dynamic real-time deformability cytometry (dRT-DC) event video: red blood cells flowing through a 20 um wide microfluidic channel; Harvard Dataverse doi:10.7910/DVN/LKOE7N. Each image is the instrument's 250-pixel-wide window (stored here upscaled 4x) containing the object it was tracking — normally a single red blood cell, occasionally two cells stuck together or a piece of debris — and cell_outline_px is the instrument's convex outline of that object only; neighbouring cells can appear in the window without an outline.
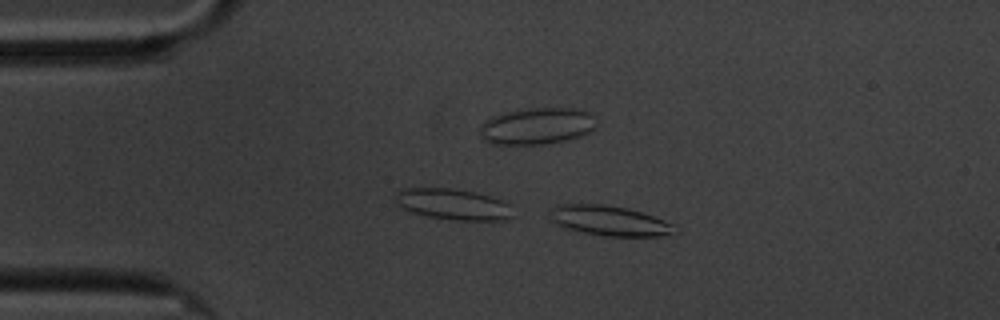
{"species": "common noctule bat (a hibernating species)", "species_latin": "Nyctalus noctula", "temperature_condition": "cold", "stored_images_in_passage": 48, "camera_frame_rate_fps": 3000, "um_per_image_px": 0.085, "animal": {"sex": "male", "body_mass_g": 20.1, "forearm_length_mm": 53.5}, "frame": {"image": 1, "passage_image": 1, "time_ms": 0.0, "image_size_px": [1000, 320], "cell_outline_px": [[672, 228], [668, 232], [660, 236], [604, 236], [584, 232], [568, 228], [556, 224], [548, 220], [548, 208], [560, 204], [604, 204], [628, 208], [664, 220], [672, 224]], "centroid_in_image_um": [51.63, 18.73], "position_along_channel_um": 33.4, "area_um2": 21.56}}
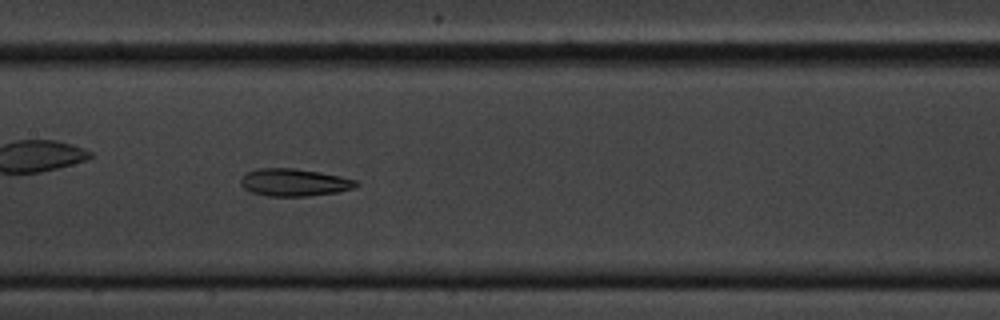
{"frame": {"image": 2, "passage_image": 18, "time_ms": 5.667, "image_size_px": [1000, 320], "cell_outline_px": [[360, 184], [352, 188], [336, 192], [308, 196], [268, 196], [252, 192], [244, 188], [240, 184], [240, 180], [248, 172], [260, 168], [292, 168], [320, 172], [340, 176], [356, 180]], "centroid_in_image_um": [25.01, 15.5], "position_along_channel_um": 182.4, "area_um2": 18.26}}
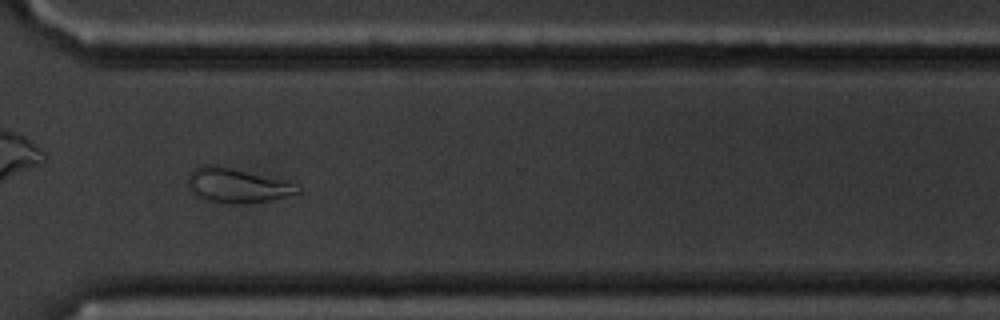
{"frame": {"image": 3, "passage_image": 33, "time_ms": 10.667, "image_size_px": [1000, 320], "cell_outline_px": [[300, 192], [268, 200], [244, 204], [228, 204], [204, 200], [196, 196], [188, 188], [188, 172], [192, 168], [200, 164], [216, 164], [288, 180], [296, 184]], "centroid_in_image_um": [20.07, 15.74], "position_along_channel_um": 350.5, "area_um2": 22.6}, "authors_computed_cell_mechanics": {"area_um2": 19.5075, "velocity_mm_per_s": 3.3681, "shape_relaxation_time_tau1_ms": null, "shape_relaxation_time_tau2_ms": 4.0005, "deformation_change_tau1": null, "deformation_change_tau2": 0.1074}}